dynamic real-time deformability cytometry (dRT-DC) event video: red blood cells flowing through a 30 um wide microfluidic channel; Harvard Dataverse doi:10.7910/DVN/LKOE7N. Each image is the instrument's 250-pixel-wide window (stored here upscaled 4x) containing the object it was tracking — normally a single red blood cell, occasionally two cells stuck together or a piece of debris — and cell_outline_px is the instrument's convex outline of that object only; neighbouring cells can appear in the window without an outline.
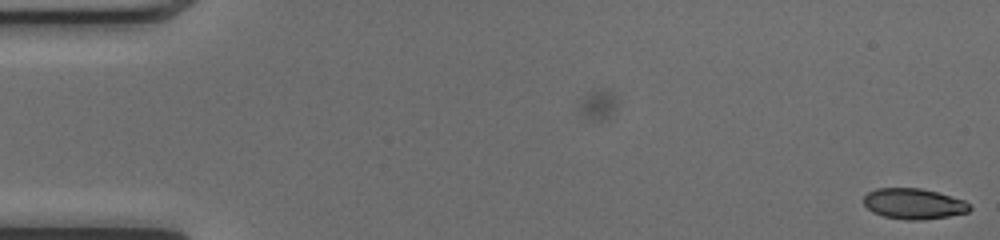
{"species": "common noctule bat (a hibernating species)", "species_latin": "Nyctalus noctula", "temperature_condition": "cold", "stored_images_in_passage": 50, "camera_frame_rate_fps": 3000, "um_per_image_px": 0.085, "animal": {"sex": "female", "body_mass_g": 17.0, "forearm_length_mm": 48.0}, "frame": {"image": 1, "passage_image": 1, "time_ms": 0.0, "image_size_px": [1000, 240], "cell_outline_px": [[972, 208], [968, 212], [948, 216], [920, 220], [908, 220], [884, 216], [872, 212], [864, 204], [864, 196], [868, 192], [876, 188], [920, 188], [936, 192], [964, 200]], "centroid_in_image_um": [77.65, 17.32], "position_along_channel_um": 7.4, "area_um2": 18.79}}
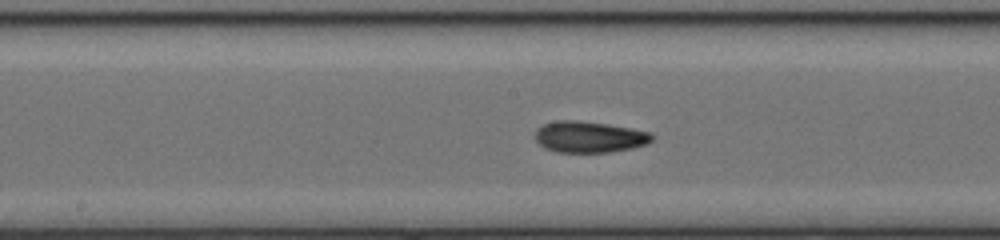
{"frame": {"image": 2, "passage_image": 26, "time_ms": 8.333, "image_size_px": [1000, 240], "cell_outline_px": [[652, 140], [648, 144], [632, 148], [612, 152], [556, 152], [544, 148], [536, 140], [536, 128], [544, 124], [556, 120], [576, 120], [608, 124], [632, 128], [652, 132]], "centroid_in_image_um": [50.1, 11.63], "position_along_channel_um": 198.1, "area_um2": 21.44}}
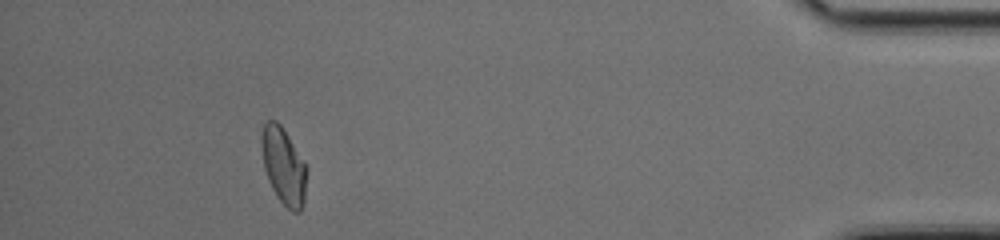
{"frame": {"image": 3, "passage_image": 46, "time_ms": 15.0, "image_size_px": [1000, 240], "cell_outline_px": [[308, 168], [304, 200], [300, 212], [292, 212], [276, 196], [268, 180], [264, 168], [260, 140], [264, 124], [268, 120], [276, 120], [280, 124], [304, 160]], "centroid_in_image_um": [24.11, 14.11], "position_along_channel_um": 411.1, "area_um2": 20.29}, "authors_computed_cell_mechanics": {"area_um2": 20.3167, "velocity_mm_per_s": 4.1144, "shape_relaxation_time_tau1_ms": 9.0557, "shape_relaxation_time_tau2_ms": 2.6713, "deformation_change_tau1": 0.2251, "deformation_change_tau2": 0.0799}}